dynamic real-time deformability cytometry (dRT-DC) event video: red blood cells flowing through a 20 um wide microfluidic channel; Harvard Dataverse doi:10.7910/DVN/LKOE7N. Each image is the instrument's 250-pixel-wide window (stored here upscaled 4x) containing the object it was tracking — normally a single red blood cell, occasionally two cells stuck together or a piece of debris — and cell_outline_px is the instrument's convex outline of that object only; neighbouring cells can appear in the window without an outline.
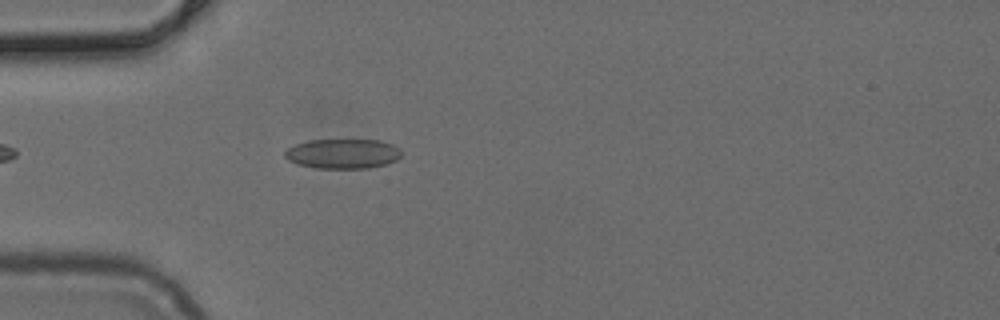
{"species": "common noctule bat (a hibernating species)", "species_latin": "Nyctalus noctula", "temperature_condition": "cold", "stored_images_in_passage": 36, "camera_frame_rate_fps": 3000, "um_per_image_px": 0.085, "animal": {"sex": "female", "body_mass_g": 24.6, "forearm_length_mm": 56.2}, "frame": {"image": 1, "passage_image": 1, "time_ms": 0.0, "image_size_px": [1000, 320], "cell_outline_px": [[400, 156], [396, 160], [388, 164], [368, 168], [316, 168], [300, 164], [288, 160], [284, 156], [284, 152], [288, 148], [296, 144], [308, 140], [380, 140], [392, 144], [400, 148]], "centroid_in_image_um": [29.15, 13.06], "position_along_channel_um": 55.8, "area_um2": 20.17}}
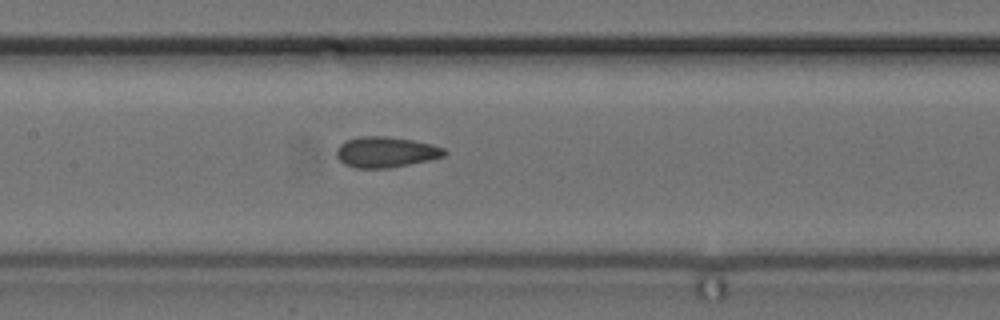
{"frame": {"image": 2, "passage_image": 10, "time_ms": 3.0, "image_size_px": [1000, 320], "cell_outline_px": [[448, 152], [444, 156], [428, 160], [388, 168], [356, 168], [344, 164], [336, 156], [336, 148], [340, 144], [348, 140], [360, 136], [384, 136], [412, 140], [432, 144], [444, 148]], "centroid_in_image_um": [32.78, 12.92], "position_along_channel_um": 174.6, "area_um2": 19.19}}
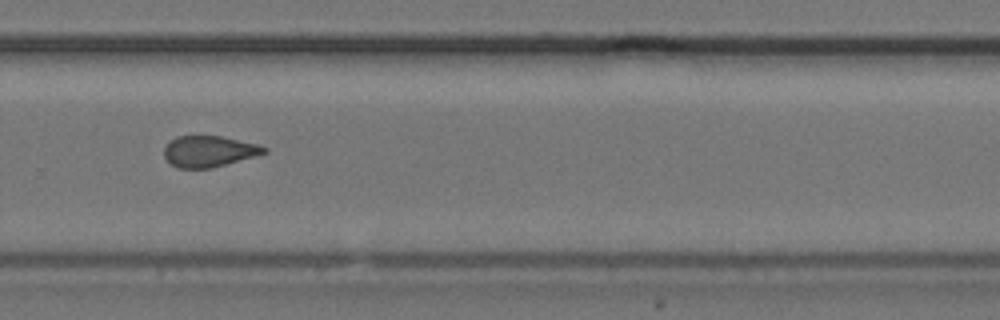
{"frame": {"image": 3, "passage_image": 20, "time_ms": 6.333, "image_size_px": [1000, 320], "cell_outline_px": [[268, 152], [256, 156], [212, 168], [176, 168], [164, 156], [164, 148], [176, 136], [220, 136], [256, 144], [268, 148]], "centroid_in_image_um": [17.77, 12.87], "position_along_channel_um": 312.0, "area_um2": 17.98}}